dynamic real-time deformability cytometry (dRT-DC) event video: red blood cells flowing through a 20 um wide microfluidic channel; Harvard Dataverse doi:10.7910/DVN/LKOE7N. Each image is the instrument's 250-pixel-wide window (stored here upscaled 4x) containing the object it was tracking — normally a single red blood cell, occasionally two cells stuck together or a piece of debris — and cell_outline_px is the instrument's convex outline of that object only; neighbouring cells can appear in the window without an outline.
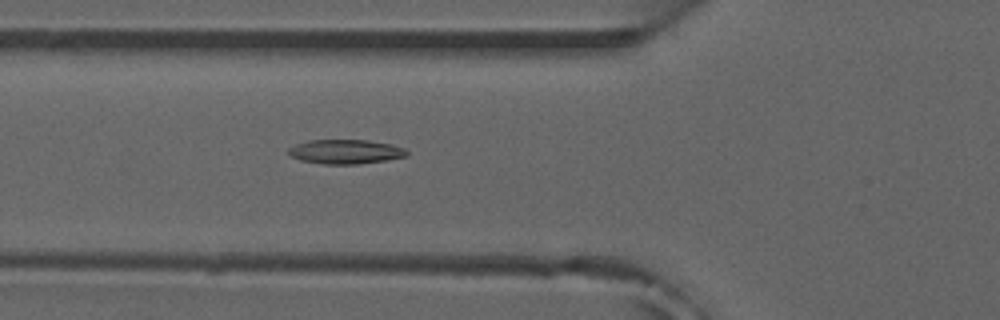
{"species": "common noctule bat (a hibernating species)", "species_latin": "Nyctalus noctula", "temperature_condition": "room temperature", "stored_images_in_passage": 33, "camera_frame_rate_fps": 3000, "um_per_image_px": 0.085, "animal": {"sex": "male", "forearm_length_mm": 52.5}, "frame": {"image": 1, "passage_image": 19, "time_ms": 6.0, "image_size_px": [1000, 320], "cell_outline_px": [[408, 156], [388, 160], [356, 164], [324, 164], [300, 160], [292, 156], [288, 152], [288, 148], [296, 144], [308, 140], [368, 140], [392, 144], [404, 148], [408, 152]], "centroid_in_image_um": [29.39, 12.89], "position_along_channel_um": 96.4, "area_um2": 16.82}}
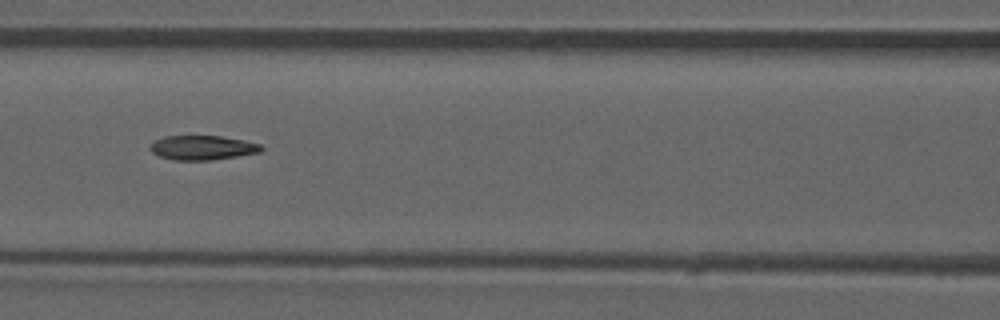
{"frame": {"image": 2, "passage_image": 23, "time_ms": 7.333, "image_size_px": [1000, 320], "cell_outline_px": [[264, 148], [260, 152], [212, 160], [176, 160], [160, 156], [152, 152], [148, 148], [156, 140], [164, 136], [220, 136], [244, 140], [260, 144]], "centroid_in_image_um": [17.22, 12.55], "position_along_channel_um": 149.4, "area_um2": 15.66}}